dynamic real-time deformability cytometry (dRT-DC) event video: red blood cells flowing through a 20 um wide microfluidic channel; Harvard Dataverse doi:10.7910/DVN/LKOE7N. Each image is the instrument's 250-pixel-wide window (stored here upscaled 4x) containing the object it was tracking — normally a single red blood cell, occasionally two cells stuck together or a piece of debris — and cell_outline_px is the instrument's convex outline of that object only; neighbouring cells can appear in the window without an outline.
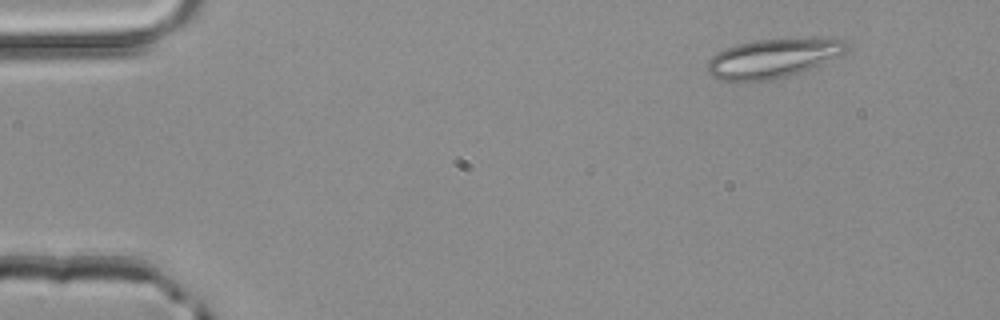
{"species": "common noctule bat (a hibernating species)", "species_latin": "Nyctalus noctula", "temperature_condition": "room temperature", "stored_images_in_passage": 3, "camera_frame_rate_fps": 3000, "um_per_image_px": 0.085, "animal": {"sex": "male", "body_mass_g": 20.4}, "frame": {"image": 1, "passage_image": 1, "time_ms": 0.0, "image_size_px": [1000, 320], "cell_outline_px": [[848, 48], [844, 52], [820, 64], [800, 72], [788, 76], [748, 84], [720, 80], [708, 76], [708, 60], [716, 52], [724, 48], [756, 40], [844, 40], [848, 44]], "centroid_in_image_um": [65.54, 5.03], "position_along_channel_um": 19.5, "area_um2": 31.27}}
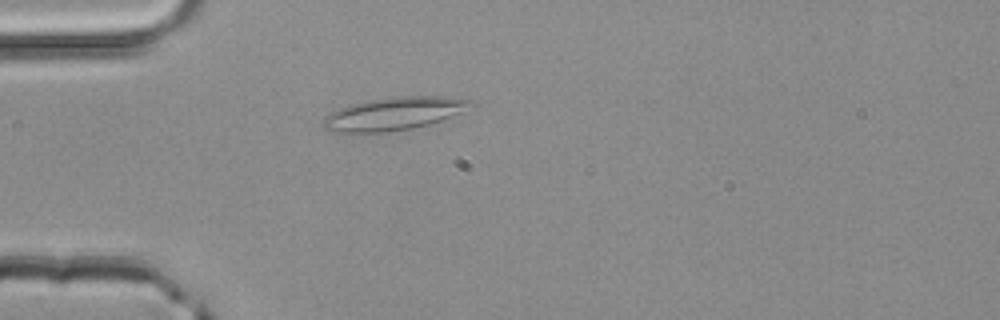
{"frame": {"image": 2, "passage_image": 3, "time_ms": 0.667, "image_size_px": [1000, 320], "cell_outline_px": [[476, 104], [460, 112], [440, 120], [428, 124], [412, 128], [384, 132], [328, 132], [324, 128], [324, 116], [340, 108], [352, 104], [372, 100], [396, 96], [440, 96], [472, 100]], "centroid_in_image_um": [33.47, 9.66], "position_along_channel_um": 51.5, "area_um2": 27.86}}